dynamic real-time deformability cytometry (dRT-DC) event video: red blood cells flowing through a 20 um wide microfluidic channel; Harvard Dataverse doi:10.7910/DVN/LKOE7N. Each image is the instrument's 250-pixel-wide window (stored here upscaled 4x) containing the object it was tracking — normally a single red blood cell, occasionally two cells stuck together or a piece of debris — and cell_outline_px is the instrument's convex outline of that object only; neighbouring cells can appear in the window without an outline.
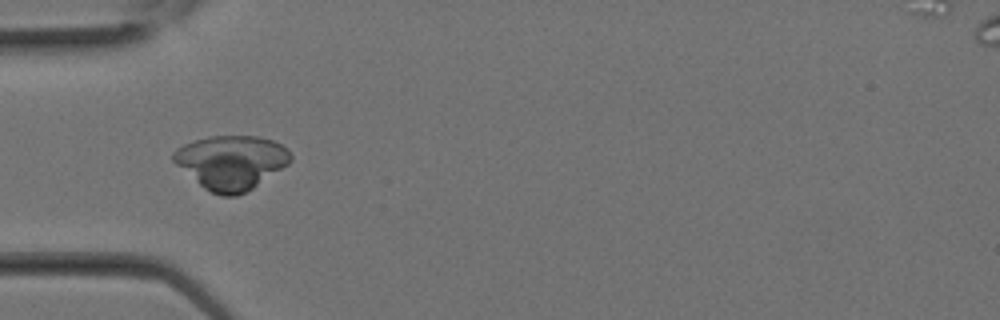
{"species": "Egyptian fruit bat (a non-hibernating species)", "species_latin": "Rousettus aegyptiacus", "temperature_condition": "room temperature", "stored_images_in_passage": 12, "camera_frame_rate_fps": 3000, "um_per_image_px": 0.085, "animal": {"sex": "female"}, "frame": {"image": 1, "passage_image": 2, "time_ms": 0.333, "image_size_px": [1000, 320], "cell_outline_px": [[292, 160], [288, 164], [252, 188], [236, 196], [220, 196], [204, 188], [176, 164], [172, 160], [172, 152], [176, 148], [184, 144], [196, 140], [212, 136], [260, 136], [272, 140], [288, 148], [292, 156]], "centroid_in_image_um": [19.66, 13.78], "position_along_channel_um": 65.3, "area_um2": 36.59}}
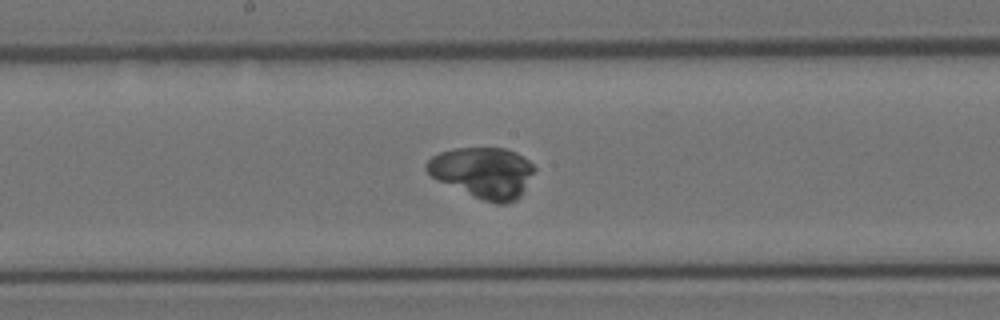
{"frame": {"image": 2, "passage_image": 8, "time_ms": 2.333, "image_size_px": [1000, 320], "cell_outline_px": [[536, 168], [520, 196], [516, 200], [504, 204], [496, 204], [484, 200], [440, 180], [432, 176], [424, 168], [424, 164], [432, 156], [440, 152], [452, 148], [504, 148], [516, 152], [528, 160]], "centroid_in_image_um": [41.07, 14.64], "position_along_channel_um": 207.1, "area_um2": 31.44}}
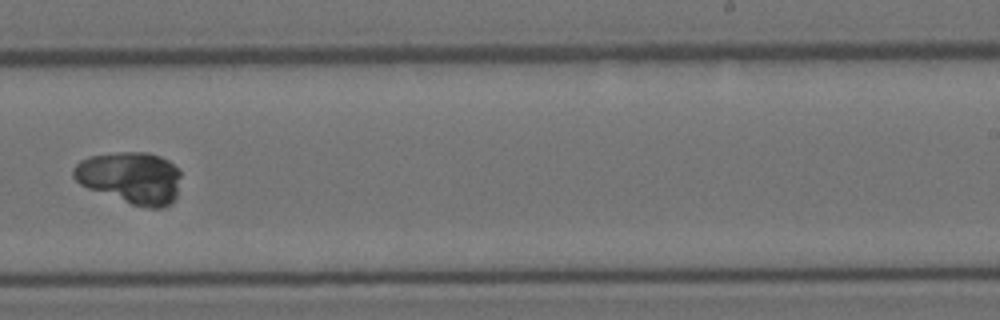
{"frame": {"image": 3, "passage_image": 11, "time_ms": 3.333, "image_size_px": [1000, 320], "cell_outline_px": [[180, 176], [176, 196], [172, 204], [164, 208], [148, 208], [132, 204], [88, 188], [80, 184], [72, 176], [72, 168], [80, 160], [88, 156], [120, 152], [148, 152], [160, 156], [168, 160], [180, 172]], "centroid_in_image_um": [11.09, 15.1], "position_along_channel_um": 277.9, "area_um2": 32.54}}